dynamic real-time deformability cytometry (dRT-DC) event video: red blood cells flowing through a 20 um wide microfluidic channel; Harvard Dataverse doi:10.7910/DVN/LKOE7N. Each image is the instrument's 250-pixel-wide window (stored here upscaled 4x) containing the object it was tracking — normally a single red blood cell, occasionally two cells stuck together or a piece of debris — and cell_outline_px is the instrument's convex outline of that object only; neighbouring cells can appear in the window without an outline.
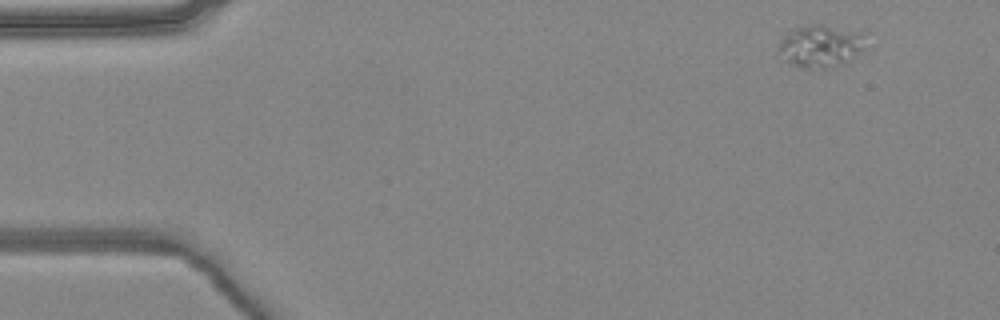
{"species": "common noctule bat (a hibernating species)", "species_latin": "Nyctalus noctula", "temperature_condition": "warm", "stored_images_in_passage": 4, "camera_frame_rate_fps": 3000, "um_per_image_px": 0.085, "animal": {"sex": "female", "body_mass_g": 24.6, "forearm_length_mm": 56.2}, "frame": {"image": 1, "passage_image": 1, "time_ms": 0.0, "image_size_px": [1000, 320], "cell_outline_px": [[872, 32], [868, 48], [844, 64], [832, 68], [804, 68], [792, 64], [784, 60], [776, 52], [776, 48], [780, 40], [792, 28], [808, 24], [824, 24]], "centroid_in_image_um": [69.89, 3.87], "position_along_channel_um": 15.1, "area_um2": 23.18}}
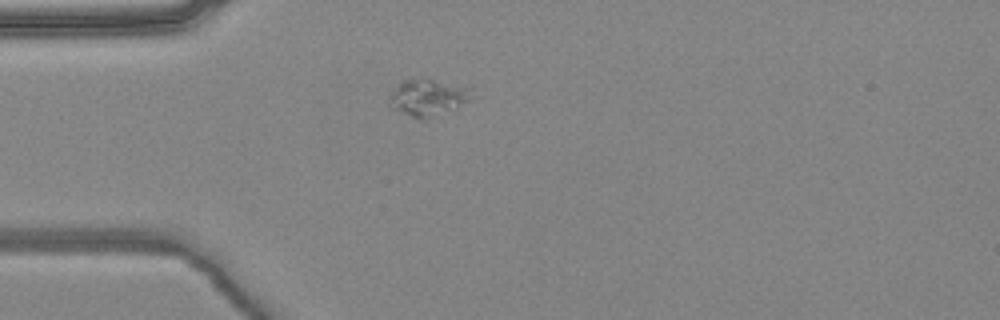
{"frame": {"image": 2, "passage_image": 4, "time_ms": 1.0, "image_size_px": [1000, 320], "cell_outline_px": [[480, 96], [456, 108], [436, 116], [424, 120], [420, 120], [392, 108], [388, 100], [388, 96], [404, 80], [420, 76], [428, 76], [472, 88]], "centroid_in_image_um": [36.49, 8.24], "position_along_channel_um": 48.5, "area_um2": 18.67}}